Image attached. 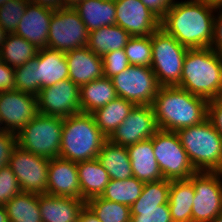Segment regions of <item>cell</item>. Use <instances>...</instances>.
<instances>
[{
	"instance_id": "cell-30",
	"label": "cell",
	"mask_w": 222,
	"mask_h": 222,
	"mask_svg": "<svg viewBox=\"0 0 222 222\" xmlns=\"http://www.w3.org/2000/svg\"><path fill=\"white\" fill-rule=\"evenodd\" d=\"M134 106V103L126 99L116 97L104 107L98 108L91 114L94 117L97 127L108 138L125 120Z\"/></svg>"
},
{
	"instance_id": "cell-35",
	"label": "cell",
	"mask_w": 222,
	"mask_h": 222,
	"mask_svg": "<svg viewBox=\"0 0 222 222\" xmlns=\"http://www.w3.org/2000/svg\"><path fill=\"white\" fill-rule=\"evenodd\" d=\"M38 54L14 70L15 90L37 96L41 87L38 84Z\"/></svg>"
},
{
	"instance_id": "cell-29",
	"label": "cell",
	"mask_w": 222,
	"mask_h": 222,
	"mask_svg": "<svg viewBox=\"0 0 222 222\" xmlns=\"http://www.w3.org/2000/svg\"><path fill=\"white\" fill-rule=\"evenodd\" d=\"M132 36L118 25L104 26L89 32L87 47L98 56L124 49Z\"/></svg>"
},
{
	"instance_id": "cell-50",
	"label": "cell",
	"mask_w": 222,
	"mask_h": 222,
	"mask_svg": "<svg viewBox=\"0 0 222 222\" xmlns=\"http://www.w3.org/2000/svg\"><path fill=\"white\" fill-rule=\"evenodd\" d=\"M7 35H8V33L0 26V50L7 38Z\"/></svg>"
},
{
	"instance_id": "cell-6",
	"label": "cell",
	"mask_w": 222,
	"mask_h": 222,
	"mask_svg": "<svg viewBox=\"0 0 222 222\" xmlns=\"http://www.w3.org/2000/svg\"><path fill=\"white\" fill-rule=\"evenodd\" d=\"M63 118L38 113L17 134V145L48 159L60 155Z\"/></svg>"
},
{
	"instance_id": "cell-28",
	"label": "cell",
	"mask_w": 222,
	"mask_h": 222,
	"mask_svg": "<svg viewBox=\"0 0 222 222\" xmlns=\"http://www.w3.org/2000/svg\"><path fill=\"white\" fill-rule=\"evenodd\" d=\"M117 97L111 78L102 77L80 86V107L83 113H92Z\"/></svg>"
},
{
	"instance_id": "cell-36",
	"label": "cell",
	"mask_w": 222,
	"mask_h": 222,
	"mask_svg": "<svg viewBox=\"0 0 222 222\" xmlns=\"http://www.w3.org/2000/svg\"><path fill=\"white\" fill-rule=\"evenodd\" d=\"M130 65L150 67L152 44L150 36H132L124 47Z\"/></svg>"
},
{
	"instance_id": "cell-2",
	"label": "cell",
	"mask_w": 222,
	"mask_h": 222,
	"mask_svg": "<svg viewBox=\"0 0 222 222\" xmlns=\"http://www.w3.org/2000/svg\"><path fill=\"white\" fill-rule=\"evenodd\" d=\"M208 102L179 86L160 87L152 103L157 126L161 130L177 132L200 124L208 117Z\"/></svg>"
},
{
	"instance_id": "cell-14",
	"label": "cell",
	"mask_w": 222,
	"mask_h": 222,
	"mask_svg": "<svg viewBox=\"0 0 222 222\" xmlns=\"http://www.w3.org/2000/svg\"><path fill=\"white\" fill-rule=\"evenodd\" d=\"M38 113L69 117L81 112L80 86L69 78L44 87L37 94Z\"/></svg>"
},
{
	"instance_id": "cell-12",
	"label": "cell",
	"mask_w": 222,
	"mask_h": 222,
	"mask_svg": "<svg viewBox=\"0 0 222 222\" xmlns=\"http://www.w3.org/2000/svg\"><path fill=\"white\" fill-rule=\"evenodd\" d=\"M50 159L19 147L13 149L8 166L15 174L22 192L47 194Z\"/></svg>"
},
{
	"instance_id": "cell-20",
	"label": "cell",
	"mask_w": 222,
	"mask_h": 222,
	"mask_svg": "<svg viewBox=\"0 0 222 222\" xmlns=\"http://www.w3.org/2000/svg\"><path fill=\"white\" fill-rule=\"evenodd\" d=\"M68 64L69 79L78 86L102 78L103 58L96 55L87 46L65 53Z\"/></svg>"
},
{
	"instance_id": "cell-10",
	"label": "cell",
	"mask_w": 222,
	"mask_h": 222,
	"mask_svg": "<svg viewBox=\"0 0 222 222\" xmlns=\"http://www.w3.org/2000/svg\"><path fill=\"white\" fill-rule=\"evenodd\" d=\"M117 97L135 105H152L160 89L151 67L130 65L126 70L111 77Z\"/></svg>"
},
{
	"instance_id": "cell-26",
	"label": "cell",
	"mask_w": 222,
	"mask_h": 222,
	"mask_svg": "<svg viewBox=\"0 0 222 222\" xmlns=\"http://www.w3.org/2000/svg\"><path fill=\"white\" fill-rule=\"evenodd\" d=\"M97 160L107 171L110 179L125 180L133 176L129 154L125 146L116 145L107 139L99 151Z\"/></svg>"
},
{
	"instance_id": "cell-4",
	"label": "cell",
	"mask_w": 222,
	"mask_h": 222,
	"mask_svg": "<svg viewBox=\"0 0 222 222\" xmlns=\"http://www.w3.org/2000/svg\"><path fill=\"white\" fill-rule=\"evenodd\" d=\"M107 137L90 113H77L63 118L59 157L75 163L97 158Z\"/></svg>"
},
{
	"instance_id": "cell-49",
	"label": "cell",
	"mask_w": 222,
	"mask_h": 222,
	"mask_svg": "<svg viewBox=\"0 0 222 222\" xmlns=\"http://www.w3.org/2000/svg\"><path fill=\"white\" fill-rule=\"evenodd\" d=\"M81 1H83V0H63V7H72V8H74Z\"/></svg>"
},
{
	"instance_id": "cell-41",
	"label": "cell",
	"mask_w": 222,
	"mask_h": 222,
	"mask_svg": "<svg viewBox=\"0 0 222 222\" xmlns=\"http://www.w3.org/2000/svg\"><path fill=\"white\" fill-rule=\"evenodd\" d=\"M207 118L222 137V97L209 100Z\"/></svg>"
},
{
	"instance_id": "cell-52",
	"label": "cell",
	"mask_w": 222,
	"mask_h": 222,
	"mask_svg": "<svg viewBox=\"0 0 222 222\" xmlns=\"http://www.w3.org/2000/svg\"><path fill=\"white\" fill-rule=\"evenodd\" d=\"M9 0H0V6H2L4 3L8 2Z\"/></svg>"
},
{
	"instance_id": "cell-27",
	"label": "cell",
	"mask_w": 222,
	"mask_h": 222,
	"mask_svg": "<svg viewBox=\"0 0 222 222\" xmlns=\"http://www.w3.org/2000/svg\"><path fill=\"white\" fill-rule=\"evenodd\" d=\"M194 196V186L189 179L171 181L168 205L173 222H192Z\"/></svg>"
},
{
	"instance_id": "cell-7",
	"label": "cell",
	"mask_w": 222,
	"mask_h": 222,
	"mask_svg": "<svg viewBox=\"0 0 222 222\" xmlns=\"http://www.w3.org/2000/svg\"><path fill=\"white\" fill-rule=\"evenodd\" d=\"M151 68L158 83L163 86H179L182 67L188 48L181 45L161 27L151 35Z\"/></svg>"
},
{
	"instance_id": "cell-37",
	"label": "cell",
	"mask_w": 222,
	"mask_h": 222,
	"mask_svg": "<svg viewBox=\"0 0 222 222\" xmlns=\"http://www.w3.org/2000/svg\"><path fill=\"white\" fill-rule=\"evenodd\" d=\"M28 3V0H9L0 6V26L7 33H15Z\"/></svg>"
},
{
	"instance_id": "cell-53",
	"label": "cell",
	"mask_w": 222,
	"mask_h": 222,
	"mask_svg": "<svg viewBox=\"0 0 222 222\" xmlns=\"http://www.w3.org/2000/svg\"><path fill=\"white\" fill-rule=\"evenodd\" d=\"M3 131V127H2V122H1V119H0V132Z\"/></svg>"
},
{
	"instance_id": "cell-21",
	"label": "cell",
	"mask_w": 222,
	"mask_h": 222,
	"mask_svg": "<svg viewBox=\"0 0 222 222\" xmlns=\"http://www.w3.org/2000/svg\"><path fill=\"white\" fill-rule=\"evenodd\" d=\"M38 205L42 222H78L79 213L85 201L72 197L41 194L38 195Z\"/></svg>"
},
{
	"instance_id": "cell-16",
	"label": "cell",
	"mask_w": 222,
	"mask_h": 222,
	"mask_svg": "<svg viewBox=\"0 0 222 222\" xmlns=\"http://www.w3.org/2000/svg\"><path fill=\"white\" fill-rule=\"evenodd\" d=\"M37 114V96L19 90L0 92V119L3 130L17 134Z\"/></svg>"
},
{
	"instance_id": "cell-43",
	"label": "cell",
	"mask_w": 222,
	"mask_h": 222,
	"mask_svg": "<svg viewBox=\"0 0 222 222\" xmlns=\"http://www.w3.org/2000/svg\"><path fill=\"white\" fill-rule=\"evenodd\" d=\"M151 12L160 20L167 11L173 6L176 0H140Z\"/></svg>"
},
{
	"instance_id": "cell-40",
	"label": "cell",
	"mask_w": 222,
	"mask_h": 222,
	"mask_svg": "<svg viewBox=\"0 0 222 222\" xmlns=\"http://www.w3.org/2000/svg\"><path fill=\"white\" fill-rule=\"evenodd\" d=\"M17 146V137L14 132H0V168L8 165L13 149Z\"/></svg>"
},
{
	"instance_id": "cell-25",
	"label": "cell",
	"mask_w": 222,
	"mask_h": 222,
	"mask_svg": "<svg viewBox=\"0 0 222 222\" xmlns=\"http://www.w3.org/2000/svg\"><path fill=\"white\" fill-rule=\"evenodd\" d=\"M77 171L81 199L86 202L88 199L101 196L110 178L97 158L77 163Z\"/></svg>"
},
{
	"instance_id": "cell-38",
	"label": "cell",
	"mask_w": 222,
	"mask_h": 222,
	"mask_svg": "<svg viewBox=\"0 0 222 222\" xmlns=\"http://www.w3.org/2000/svg\"><path fill=\"white\" fill-rule=\"evenodd\" d=\"M21 192L17 178L7 165L0 168V205H5Z\"/></svg>"
},
{
	"instance_id": "cell-45",
	"label": "cell",
	"mask_w": 222,
	"mask_h": 222,
	"mask_svg": "<svg viewBox=\"0 0 222 222\" xmlns=\"http://www.w3.org/2000/svg\"><path fill=\"white\" fill-rule=\"evenodd\" d=\"M78 222H101L94 212L85 204L81 209Z\"/></svg>"
},
{
	"instance_id": "cell-11",
	"label": "cell",
	"mask_w": 222,
	"mask_h": 222,
	"mask_svg": "<svg viewBox=\"0 0 222 222\" xmlns=\"http://www.w3.org/2000/svg\"><path fill=\"white\" fill-rule=\"evenodd\" d=\"M189 180L195 191L192 222H212L222 213V172L197 171Z\"/></svg>"
},
{
	"instance_id": "cell-15",
	"label": "cell",
	"mask_w": 222,
	"mask_h": 222,
	"mask_svg": "<svg viewBox=\"0 0 222 222\" xmlns=\"http://www.w3.org/2000/svg\"><path fill=\"white\" fill-rule=\"evenodd\" d=\"M158 130L152 105H135L107 139L116 145L127 147L150 139Z\"/></svg>"
},
{
	"instance_id": "cell-18",
	"label": "cell",
	"mask_w": 222,
	"mask_h": 222,
	"mask_svg": "<svg viewBox=\"0 0 222 222\" xmlns=\"http://www.w3.org/2000/svg\"><path fill=\"white\" fill-rule=\"evenodd\" d=\"M54 9L28 3L15 34L38 49L48 48V33Z\"/></svg>"
},
{
	"instance_id": "cell-5",
	"label": "cell",
	"mask_w": 222,
	"mask_h": 222,
	"mask_svg": "<svg viewBox=\"0 0 222 222\" xmlns=\"http://www.w3.org/2000/svg\"><path fill=\"white\" fill-rule=\"evenodd\" d=\"M177 134L196 171L222 172V137L208 118Z\"/></svg>"
},
{
	"instance_id": "cell-39",
	"label": "cell",
	"mask_w": 222,
	"mask_h": 222,
	"mask_svg": "<svg viewBox=\"0 0 222 222\" xmlns=\"http://www.w3.org/2000/svg\"><path fill=\"white\" fill-rule=\"evenodd\" d=\"M102 58L103 75L107 78L119 74L130 66L124 49L108 52Z\"/></svg>"
},
{
	"instance_id": "cell-44",
	"label": "cell",
	"mask_w": 222,
	"mask_h": 222,
	"mask_svg": "<svg viewBox=\"0 0 222 222\" xmlns=\"http://www.w3.org/2000/svg\"><path fill=\"white\" fill-rule=\"evenodd\" d=\"M215 14L214 36L211 48L222 56V8L217 9Z\"/></svg>"
},
{
	"instance_id": "cell-33",
	"label": "cell",
	"mask_w": 222,
	"mask_h": 222,
	"mask_svg": "<svg viewBox=\"0 0 222 222\" xmlns=\"http://www.w3.org/2000/svg\"><path fill=\"white\" fill-rule=\"evenodd\" d=\"M144 182L134 176L125 180L110 179L101 198L131 206L141 195Z\"/></svg>"
},
{
	"instance_id": "cell-19",
	"label": "cell",
	"mask_w": 222,
	"mask_h": 222,
	"mask_svg": "<svg viewBox=\"0 0 222 222\" xmlns=\"http://www.w3.org/2000/svg\"><path fill=\"white\" fill-rule=\"evenodd\" d=\"M47 194L81 199L77 163L60 157L50 159Z\"/></svg>"
},
{
	"instance_id": "cell-46",
	"label": "cell",
	"mask_w": 222,
	"mask_h": 222,
	"mask_svg": "<svg viewBox=\"0 0 222 222\" xmlns=\"http://www.w3.org/2000/svg\"><path fill=\"white\" fill-rule=\"evenodd\" d=\"M29 3L45 6L51 9H59L63 7V0H28Z\"/></svg>"
},
{
	"instance_id": "cell-48",
	"label": "cell",
	"mask_w": 222,
	"mask_h": 222,
	"mask_svg": "<svg viewBox=\"0 0 222 222\" xmlns=\"http://www.w3.org/2000/svg\"><path fill=\"white\" fill-rule=\"evenodd\" d=\"M0 222H9L7 211L4 205H0Z\"/></svg>"
},
{
	"instance_id": "cell-22",
	"label": "cell",
	"mask_w": 222,
	"mask_h": 222,
	"mask_svg": "<svg viewBox=\"0 0 222 222\" xmlns=\"http://www.w3.org/2000/svg\"><path fill=\"white\" fill-rule=\"evenodd\" d=\"M126 148L135 178L144 183L164 179L154 155L152 137Z\"/></svg>"
},
{
	"instance_id": "cell-23",
	"label": "cell",
	"mask_w": 222,
	"mask_h": 222,
	"mask_svg": "<svg viewBox=\"0 0 222 222\" xmlns=\"http://www.w3.org/2000/svg\"><path fill=\"white\" fill-rule=\"evenodd\" d=\"M38 84L41 89L69 78L65 52L43 48L38 51Z\"/></svg>"
},
{
	"instance_id": "cell-17",
	"label": "cell",
	"mask_w": 222,
	"mask_h": 222,
	"mask_svg": "<svg viewBox=\"0 0 222 222\" xmlns=\"http://www.w3.org/2000/svg\"><path fill=\"white\" fill-rule=\"evenodd\" d=\"M116 25L131 36H150L160 28V19L140 0H114Z\"/></svg>"
},
{
	"instance_id": "cell-34",
	"label": "cell",
	"mask_w": 222,
	"mask_h": 222,
	"mask_svg": "<svg viewBox=\"0 0 222 222\" xmlns=\"http://www.w3.org/2000/svg\"><path fill=\"white\" fill-rule=\"evenodd\" d=\"M85 204L101 222H131V211L127 205L105 200L100 196L88 199Z\"/></svg>"
},
{
	"instance_id": "cell-31",
	"label": "cell",
	"mask_w": 222,
	"mask_h": 222,
	"mask_svg": "<svg viewBox=\"0 0 222 222\" xmlns=\"http://www.w3.org/2000/svg\"><path fill=\"white\" fill-rule=\"evenodd\" d=\"M4 206L9 222H42L38 194L21 191Z\"/></svg>"
},
{
	"instance_id": "cell-42",
	"label": "cell",
	"mask_w": 222,
	"mask_h": 222,
	"mask_svg": "<svg viewBox=\"0 0 222 222\" xmlns=\"http://www.w3.org/2000/svg\"><path fill=\"white\" fill-rule=\"evenodd\" d=\"M14 70L15 68L0 61V92L15 90Z\"/></svg>"
},
{
	"instance_id": "cell-47",
	"label": "cell",
	"mask_w": 222,
	"mask_h": 222,
	"mask_svg": "<svg viewBox=\"0 0 222 222\" xmlns=\"http://www.w3.org/2000/svg\"><path fill=\"white\" fill-rule=\"evenodd\" d=\"M202 1H204L208 6L216 10L222 8V0H202Z\"/></svg>"
},
{
	"instance_id": "cell-51",
	"label": "cell",
	"mask_w": 222,
	"mask_h": 222,
	"mask_svg": "<svg viewBox=\"0 0 222 222\" xmlns=\"http://www.w3.org/2000/svg\"><path fill=\"white\" fill-rule=\"evenodd\" d=\"M212 222H222V213L216 216Z\"/></svg>"
},
{
	"instance_id": "cell-1",
	"label": "cell",
	"mask_w": 222,
	"mask_h": 222,
	"mask_svg": "<svg viewBox=\"0 0 222 222\" xmlns=\"http://www.w3.org/2000/svg\"><path fill=\"white\" fill-rule=\"evenodd\" d=\"M216 9L202 0L177 1L160 20V27L188 49L212 46Z\"/></svg>"
},
{
	"instance_id": "cell-32",
	"label": "cell",
	"mask_w": 222,
	"mask_h": 222,
	"mask_svg": "<svg viewBox=\"0 0 222 222\" xmlns=\"http://www.w3.org/2000/svg\"><path fill=\"white\" fill-rule=\"evenodd\" d=\"M38 51L39 49L35 45L24 38L15 33H8L0 50V57L8 66L16 68L36 57Z\"/></svg>"
},
{
	"instance_id": "cell-13",
	"label": "cell",
	"mask_w": 222,
	"mask_h": 222,
	"mask_svg": "<svg viewBox=\"0 0 222 222\" xmlns=\"http://www.w3.org/2000/svg\"><path fill=\"white\" fill-rule=\"evenodd\" d=\"M170 180L144 183L140 197L130 206L131 222H173L168 205Z\"/></svg>"
},
{
	"instance_id": "cell-3",
	"label": "cell",
	"mask_w": 222,
	"mask_h": 222,
	"mask_svg": "<svg viewBox=\"0 0 222 222\" xmlns=\"http://www.w3.org/2000/svg\"><path fill=\"white\" fill-rule=\"evenodd\" d=\"M179 87L208 101L222 97V56L211 47L188 49Z\"/></svg>"
},
{
	"instance_id": "cell-24",
	"label": "cell",
	"mask_w": 222,
	"mask_h": 222,
	"mask_svg": "<svg viewBox=\"0 0 222 222\" xmlns=\"http://www.w3.org/2000/svg\"><path fill=\"white\" fill-rule=\"evenodd\" d=\"M74 9L88 32L116 24L114 0H83Z\"/></svg>"
},
{
	"instance_id": "cell-9",
	"label": "cell",
	"mask_w": 222,
	"mask_h": 222,
	"mask_svg": "<svg viewBox=\"0 0 222 222\" xmlns=\"http://www.w3.org/2000/svg\"><path fill=\"white\" fill-rule=\"evenodd\" d=\"M88 37L89 32L74 8L54 10L49 26L48 48L66 53L87 46Z\"/></svg>"
},
{
	"instance_id": "cell-8",
	"label": "cell",
	"mask_w": 222,
	"mask_h": 222,
	"mask_svg": "<svg viewBox=\"0 0 222 222\" xmlns=\"http://www.w3.org/2000/svg\"><path fill=\"white\" fill-rule=\"evenodd\" d=\"M152 143L154 155L164 179L185 180L197 172L177 132L159 129L152 136Z\"/></svg>"
}]
</instances>
